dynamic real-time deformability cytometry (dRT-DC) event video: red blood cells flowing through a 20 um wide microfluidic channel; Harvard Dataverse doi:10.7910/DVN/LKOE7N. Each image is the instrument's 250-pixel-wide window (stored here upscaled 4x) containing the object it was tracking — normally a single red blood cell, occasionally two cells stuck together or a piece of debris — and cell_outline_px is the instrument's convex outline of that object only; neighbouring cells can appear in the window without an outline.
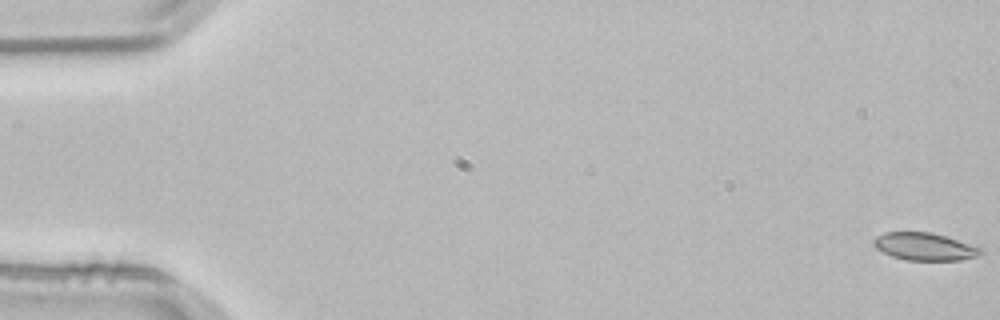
{"species": "common noctule bat (a hibernating species)", "species_latin": "Nyctalus noctula", "temperature_condition": "room temperature", "stored_images_in_passage": 11, "camera_frame_rate_fps": 3000, "um_per_image_px": 0.085, "animal": {"sex": "male", "body_mass_g": 21.5, "forearm_length_mm": 52.0}, "frame": {"image": 1, "passage_image": 1, "time_ms": 0.0, "image_size_px": [1000, 320], "cell_outline_px": [[984, 252], [976, 256], [960, 260], [904, 260], [892, 256], [876, 248], [872, 244], [872, 240], [876, 236], [884, 232], [932, 232], [984, 248]], "centroid_in_image_um": [78.59, 20.95], "position_along_channel_um": 6.4, "area_um2": 17.28}}